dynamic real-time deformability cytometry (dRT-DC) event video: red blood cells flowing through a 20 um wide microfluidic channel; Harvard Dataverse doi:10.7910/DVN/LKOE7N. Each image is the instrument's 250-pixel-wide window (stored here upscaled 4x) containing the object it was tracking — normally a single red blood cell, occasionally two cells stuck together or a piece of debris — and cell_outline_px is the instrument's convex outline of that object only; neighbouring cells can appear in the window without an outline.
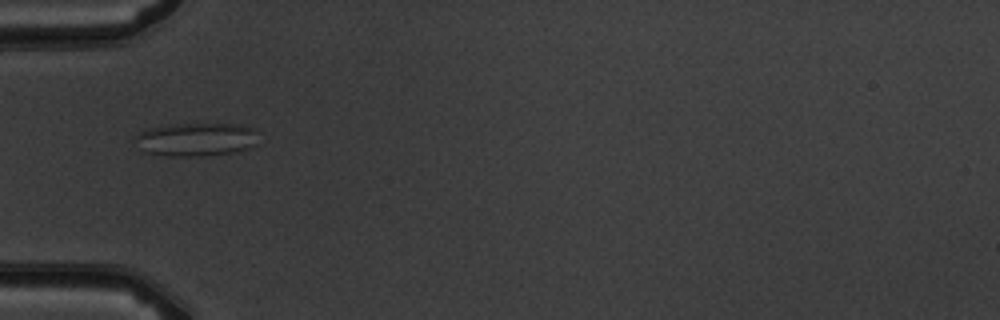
{"species": "common noctule bat (a hibernating species)", "species_latin": "Nyctalus noctula", "temperature_condition": "warm", "stored_images_in_passage": 6, "camera_frame_rate_fps": 3000, "um_per_image_px": 0.085, "animal": {"sex": "male", "body_mass_g": 19.5, "forearm_length_mm": 54.6}, "frame": {"image": 1, "passage_image": 2, "time_ms": 1.333, "image_size_px": [1000, 320], "cell_outline_px": [[256, 132], [252, 144], [248, 148], [236, 152], [204, 156], [168, 156], [144, 152], [132, 140], [140, 132], [148, 128], [168, 124], [232, 124], [252, 128]], "centroid_in_image_um": [16.56, 11.86], "position_along_channel_um": 68.4, "area_um2": 23.87}}
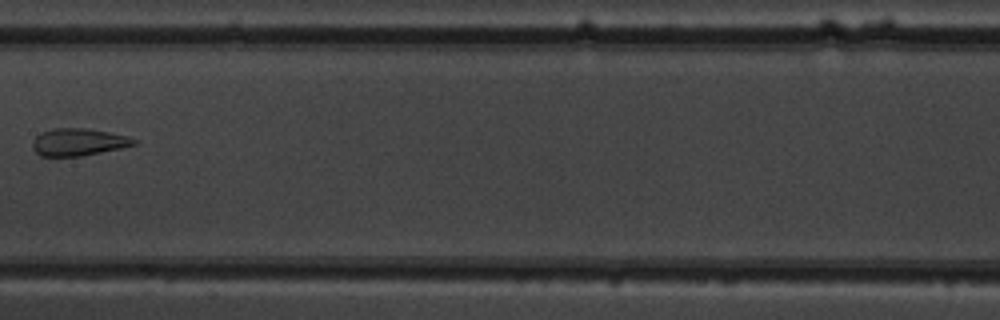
{"frame": {"image": 2, "passage_image": 5, "time_ms": 4.667, "image_size_px": [1000, 320], "cell_outline_px": [[136, 144], [120, 148], [80, 156], [40, 156], [32, 148], [32, 144], [36, 136], [44, 132], [56, 128], [88, 128], [128, 136], [136, 140]], "centroid_in_image_um": [6.66, 12.07], "position_along_channel_um": 200.7, "area_um2": 15.9}}
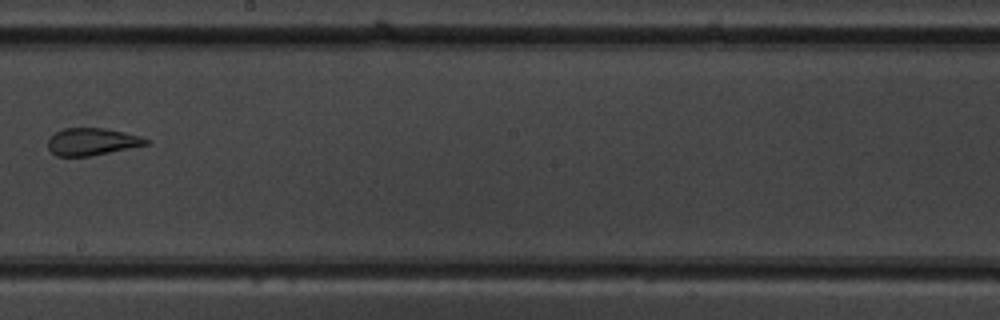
{"frame": {"image": 3, "passage_image": 6, "time_ms": 5.667, "image_size_px": [1000, 320], "cell_outline_px": [[148, 144], [88, 156], [56, 156], [48, 148], [48, 140], [56, 132], [64, 128], [104, 128], [124, 132], [140, 136], [148, 140]], "centroid_in_image_um": [7.79, 12.03], "position_along_channel_um": 240.4, "area_um2": 15.26}}